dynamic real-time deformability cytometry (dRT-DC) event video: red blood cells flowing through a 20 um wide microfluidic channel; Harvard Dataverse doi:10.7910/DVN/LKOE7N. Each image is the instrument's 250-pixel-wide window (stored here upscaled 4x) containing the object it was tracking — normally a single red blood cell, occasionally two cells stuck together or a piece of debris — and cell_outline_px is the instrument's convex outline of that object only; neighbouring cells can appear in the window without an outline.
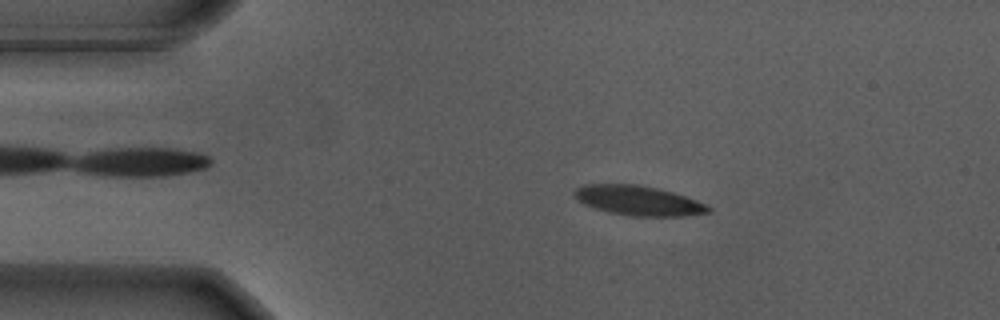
{"species": "Egyptian fruit bat (a non-hibernating species)", "species_latin": "Rousettus aegyptiacus", "temperature_condition": "warm", "stored_images_in_passage": 46, "camera_frame_rate_fps": 3000, "um_per_image_px": 0.085, "animal": {"sex": "male"}, "frame": {"image": 1, "passage_image": 1, "time_ms": 0.0, "image_size_px": [1000, 320], "cell_outline_px": [[712, 212], [684, 216], [632, 216], [608, 212], [584, 204], [572, 192], [576, 188], [584, 184], [640, 184], [672, 192], [696, 200], [712, 208]], "centroid_in_image_um": [54.27, 17.05], "position_along_channel_um": 30.7, "area_um2": 23.06}}
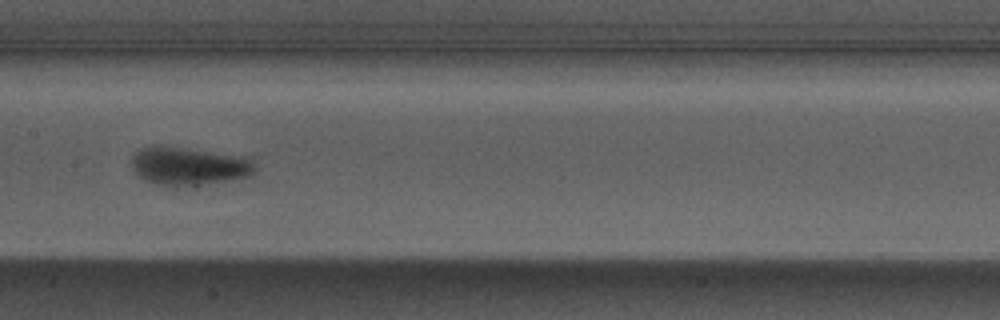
{"frame": {"image": 2, "passage_image": 18, "time_ms": 5.667, "image_size_px": [1000, 320], "cell_outline_px": [[256, 172], [248, 176], [196, 188], [172, 188], [156, 184], [144, 180], [132, 168], [132, 156], [140, 148], [152, 144], [160, 144], [252, 156], [256, 164]], "centroid_in_image_um": [16.11, 14.12], "position_along_channel_um": 191.3, "area_um2": 29.3}}
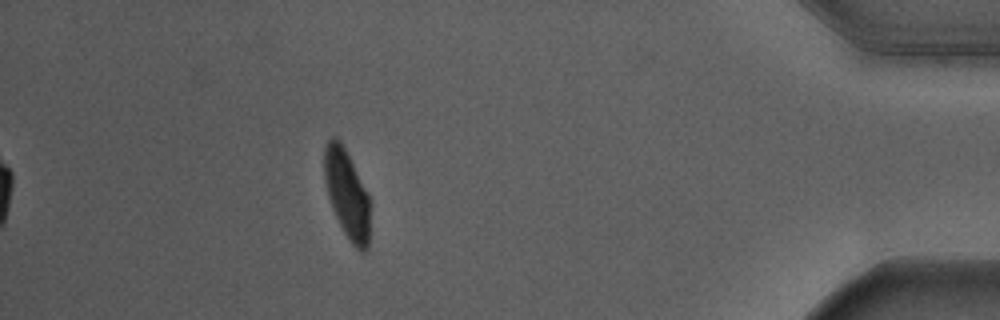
{"frame": {"image": 3, "passage_image": 40, "time_ms": 13.0, "image_size_px": [1000, 320], "cell_outline_px": [[372, 204], [368, 248], [364, 252], [360, 252], [348, 240], [332, 208], [328, 196], [324, 180], [324, 148], [328, 140], [332, 136], [336, 136], [340, 140], [368, 192], [372, 200]], "centroid_in_image_um": [29.53, 16.53], "position_along_channel_um": 405.7, "area_um2": 24.22}, "authors_computed_cell_mechanics": {"area_um2": 25.4609, "velocity_mm_per_s": 3.6723, "shape_relaxation_time_tau1_ms": 2.8017, "shape_relaxation_time_tau2_ms": null, "deformation_change_tau1": 0.151, "deformation_change_tau2": null}}